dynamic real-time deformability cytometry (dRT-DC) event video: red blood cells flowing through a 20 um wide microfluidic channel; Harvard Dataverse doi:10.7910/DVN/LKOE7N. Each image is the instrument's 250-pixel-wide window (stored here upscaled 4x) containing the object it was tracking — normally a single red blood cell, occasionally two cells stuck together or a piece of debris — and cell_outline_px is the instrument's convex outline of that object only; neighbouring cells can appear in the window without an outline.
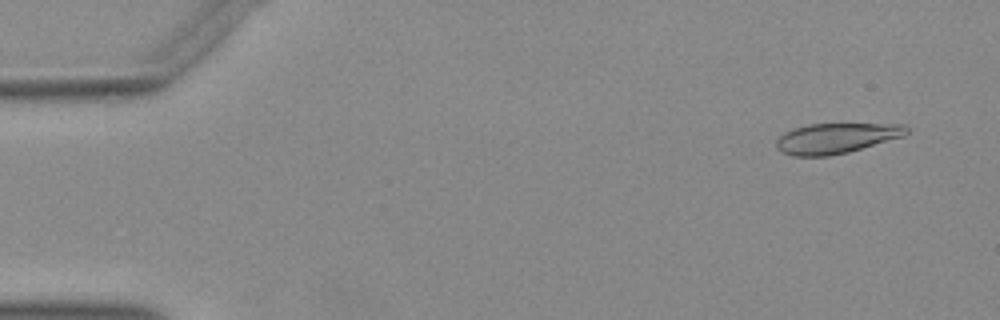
{"species": "Egyptian fruit bat (a non-hibernating species)", "species_latin": "Rousettus aegyptiacus", "temperature_condition": "warm", "stored_images_in_passage": 17, "camera_frame_rate_fps": 3000, "um_per_image_px": 0.085, "animal": {"sex": "female"}, "frame": {"image": 1, "passage_image": 1, "time_ms": 0.0, "image_size_px": [1000, 320], "cell_outline_px": [[908, 132], [904, 136], [848, 152], [828, 156], [792, 156], [780, 152], [776, 148], [776, 140], [784, 132], [792, 128], [808, 124], [904, 124], [908, 128]], "centroid_in_image_um": [71.03, 11.75], "position_along_channel_um": 14.0, "area_um2": 23.06}}
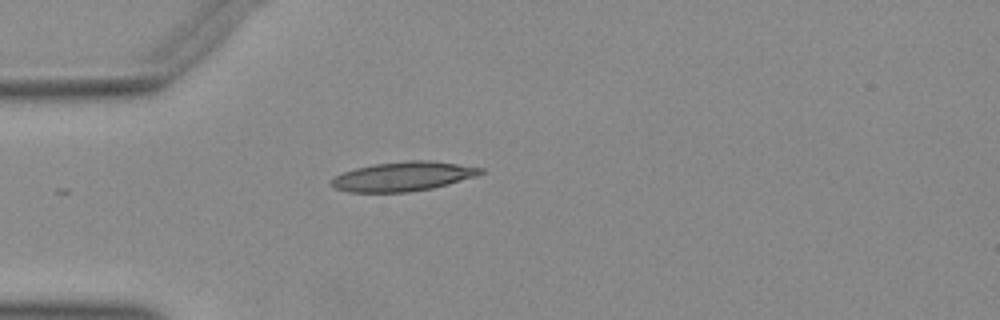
{"frame": {"image": 2, "passage_image": 12, "time_ms": 3.667, "image_size_px": [1000, 320], "cell_outline_px": [[484, 172], [476, 176], [448, 184], [432, 188], [408, 192], [348, 192], [336, 188], [332, 184], [332, 180], [336, 176], [344, 172], [356, 168], [376, 164], [408, 160], [432, 160], [484, 168]], "centroid_in_image_um": [34.31, 14.99], "position_along_channel_um": 50.7, "area_um2": 25.26}}
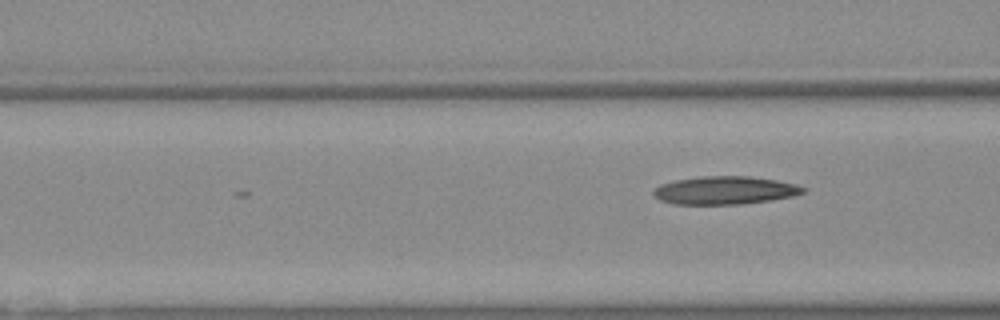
{"frame": {"image": 3, "passage_image": 17, "time_ms": 5.333, "image_size_px": [1000, 320], "cell_outline_px": [[804, 192], [792, 196], [768, 200], [740, 204], [672, 204], [660, 200], [652, 192], [660, 184], [676, 180], [700, 176], [752, 176], [776, 180], [796, 184], [804, 188]], "centroid_in_image_um": [61.59, 16.17], "position_along_channel_um": 105.0, "area_um2": 24.28}}